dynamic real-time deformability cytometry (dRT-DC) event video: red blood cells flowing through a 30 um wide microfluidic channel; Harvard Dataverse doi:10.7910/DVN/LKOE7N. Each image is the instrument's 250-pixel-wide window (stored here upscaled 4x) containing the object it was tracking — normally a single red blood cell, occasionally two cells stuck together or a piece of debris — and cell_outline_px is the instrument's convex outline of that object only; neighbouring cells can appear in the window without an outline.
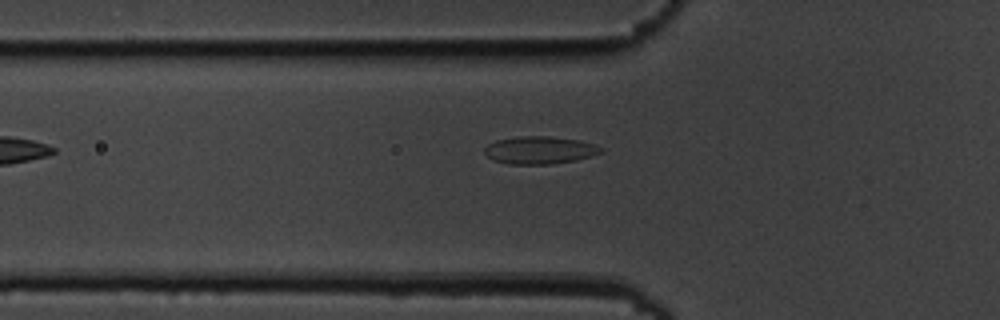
{"species": "common noctule bat (a hibernating species)", "species_latin": "Nyctalus noctula", "temperature_condition": "cold", "stored_images_in_passage": 5, "camera_frame_rate_fps": 3000, "um_per_image_px": 0.085, "animal": {"sex": "male", "body_mass_g": 19.5, "forearm_length_mm": 54.6}, "frame": {"image": 1, "passage_image": 2, "time_ms": 1.333, "image_size_px": [1000, 320], "cell_outline_px": [[604, 152], [592, 156], [576, 160], [552, 164], [508, 164], [492, 160], [484, 152], [484, 148], [488, 144], [496, 140], [520, 136], [548, 136], [580, 140], [604, 148]], "centroid_in_image_um": [45.88, 12.76], "position_along_channel_um": 79.9, "area_um2": 18.84}}
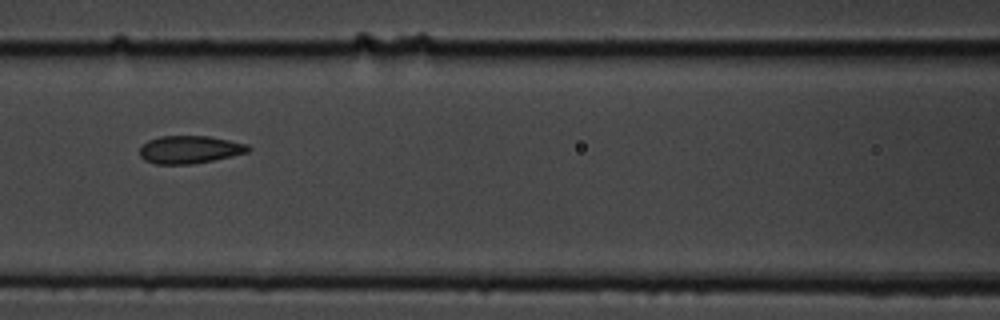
{"frame": {"image": 2, "passage_image": 4, "time_ms": 3.333, "image_size_px": [1000, 320], "cell_outline_px": [[252, 148], [248, 152], [232, 156], [192, 164], [156, 164], [144, 160], [140, 156], [140, 148], [148, 140], [160, 136], [208, 136], [248, 144]], "centroid_in_image_um": [16.13, 12.71], "position_along_channel_um": 150.5, "area_um2": 17.51}}
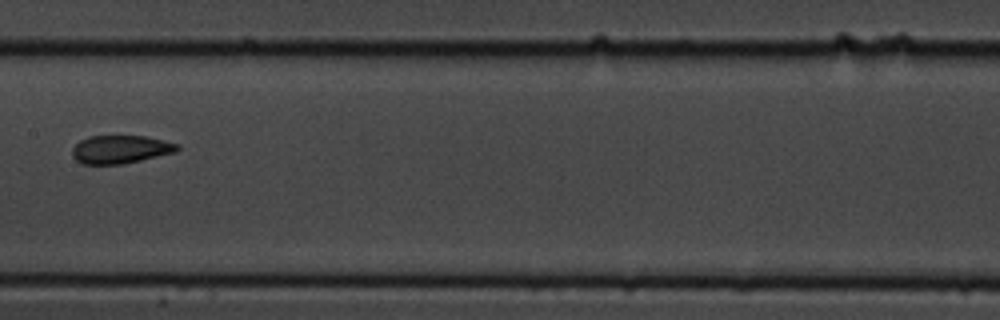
{"frame": {"image": 3, "passage_image": 5, "time_ms": 4.667, "image_size_px": [1000, 320], "cell_outline_px": [[180, 148], [176, 152], [124, 164], [84, 164], [76, 160], [72, 156], [72, 148], [80, 140], [88, 136], [144, 136], [180, 144]], "centroid_in_image_um": [10.24, 12.7], "position_along_channel_um": 197.2, "area_um2": 17.28}}